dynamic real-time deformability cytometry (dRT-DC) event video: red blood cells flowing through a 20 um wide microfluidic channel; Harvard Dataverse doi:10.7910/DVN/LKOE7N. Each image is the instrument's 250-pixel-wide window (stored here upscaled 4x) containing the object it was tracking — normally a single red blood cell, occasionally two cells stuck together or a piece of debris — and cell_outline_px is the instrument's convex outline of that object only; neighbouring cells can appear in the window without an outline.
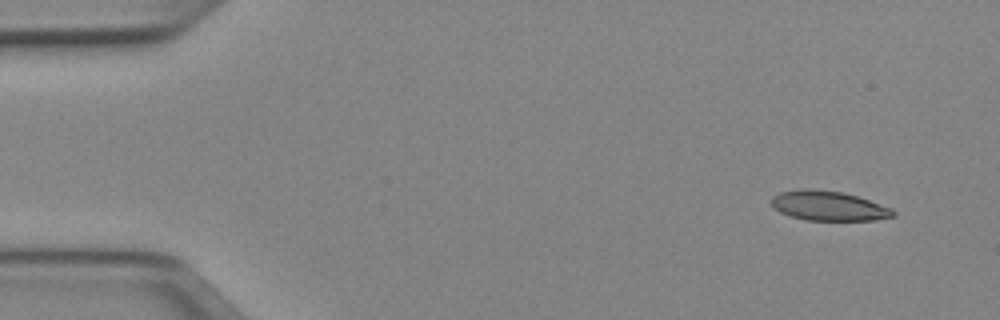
{"species": "Egyptian fruit bat (a non-hibernating species)", "species_latin": "Rousettus aegyptiacus", "temperature_condition": "cold", "stored_images_in_passage": 48, "camera_frame_rate_fps": 3000, "um_per_image_px": 0.085, "animal": {"sex": "female"}, "frame": {"image": 1, "passage_image": 1, "time_ms": 0.0, "image_size_px": [1000, 320], "cell_outline_px": [[896, 216], [872, 220], [808, 220], [792, 216], [780, 212], [772, 208], [772, 196], [780, 192], [844, 192], [892, 208], [896, 212]], "centroid_in_image_um": [70.5, 17.55], "position_along_channel_um": 14.5, "area_um2": 20.0}}
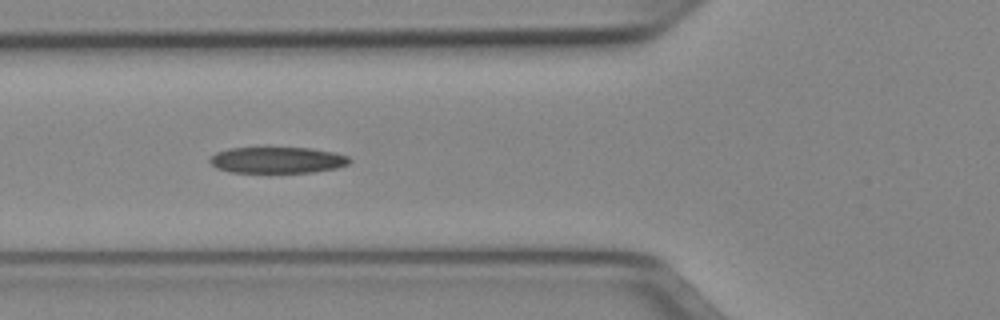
{"frame": {"image": 2, "passage_image": 16, "time_ms": 5.0, "image_size_px": [1000, 320], "cell_outline_px": [[352, 160], [348, 164], [336, 168], [312, 172], [232, 172], [216, 168], [208, 160], [216, 152], [228, 148], [260, 144], [268, 144], [312, 148], [336, 152], [348, 156]], "centroid_in_image_um": [23.55, 13.53], "position_along_channel_um": 102.3, "area_um2": 22.66}}
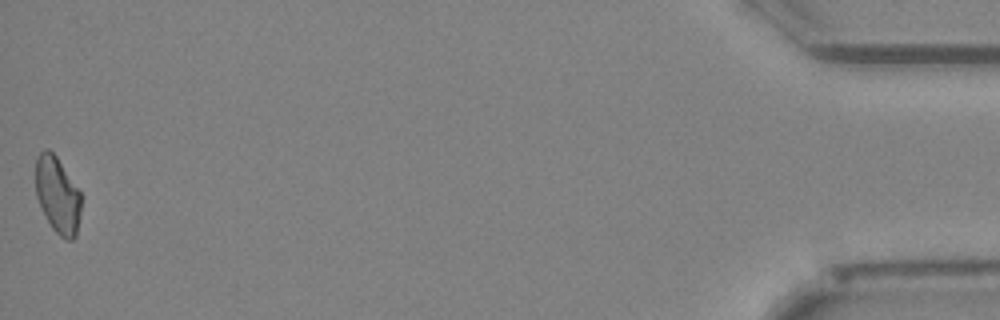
{"frame": {"image": 3, "passage_image": 48, "time_ms": 15.667, "image_size_px": [1000, 320], "cell_outline_px": [[80, 216], [76, 236], [72, 240], [68, 240], [60, 236], [52, 228], [36, 196], [36, 156], [44, 148], [48, 148], [56, 156], [80, 192]], "centroid_in_image_um": [4.89, 16.57], "position_along_channel_um": 430.3, "area_um2": 20.0}}